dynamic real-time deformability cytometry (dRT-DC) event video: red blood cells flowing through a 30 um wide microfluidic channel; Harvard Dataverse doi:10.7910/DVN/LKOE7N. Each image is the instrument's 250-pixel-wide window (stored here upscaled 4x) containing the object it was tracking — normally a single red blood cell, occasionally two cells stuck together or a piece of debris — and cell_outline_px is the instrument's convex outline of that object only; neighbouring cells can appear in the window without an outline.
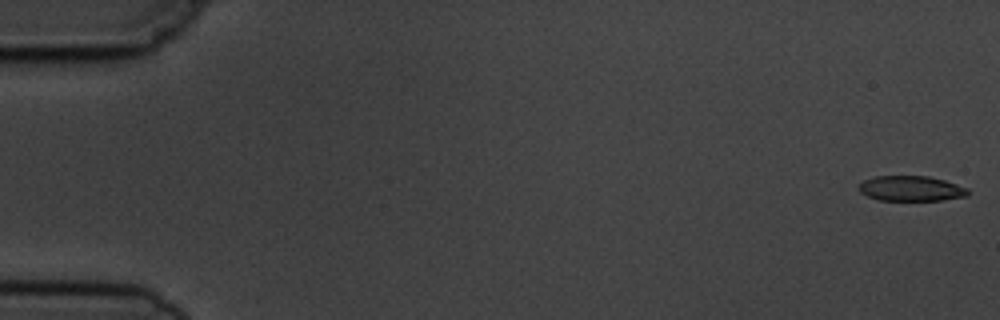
{"species": "common noctule bat (a hibernating species)", "species_latin": "Nyctalus noctula", "temperature_condition": "cold", "stored_images_in_passage": 6, "camera_frame_rate_fps": 3000, "um_per_image_px": 0.085, "animal": {"sex": "male", "body_mass_g": 19.5, "forearm_length_mm": 54.6}, "frame": {"image": 1, "passage_image": 1, "time_ms": 0.0, "image_size_px": [1000, 320], "cell_outline_px": [[968, 196], [944, 200], [880, 200], [868, 196], [860, 192], [856, 188], [864, 180], [876, 176], [928, 176], [944, 180], [968, 188]], "centroid_in_image_um": [77.44, 16.02], "position_along_channel_um": 7.6, "area_um2": 16.01}}
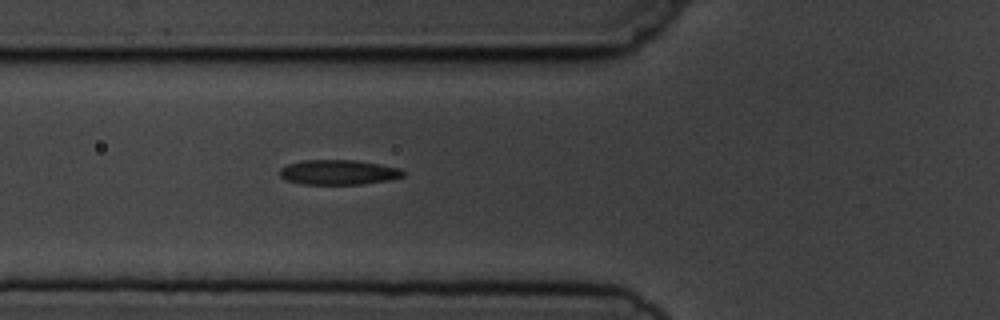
{"frame": {"image": 2, "passage_image": 6, "time_ms": 6.333, "image_size_px": [1000, 320], "cell_outline_px": [[404, 176], [388, 180], [360, 184], [300, 184], [284, 180], [280, 176], [280, 168], [288, 164], [300, 160], [356, 160], [380, 164], [400, 168], [404, 172]], "centroid_in_image_um": [28.73, 14.64], "position_along_channel_um": 97.1, "area_um2": 17.98}}